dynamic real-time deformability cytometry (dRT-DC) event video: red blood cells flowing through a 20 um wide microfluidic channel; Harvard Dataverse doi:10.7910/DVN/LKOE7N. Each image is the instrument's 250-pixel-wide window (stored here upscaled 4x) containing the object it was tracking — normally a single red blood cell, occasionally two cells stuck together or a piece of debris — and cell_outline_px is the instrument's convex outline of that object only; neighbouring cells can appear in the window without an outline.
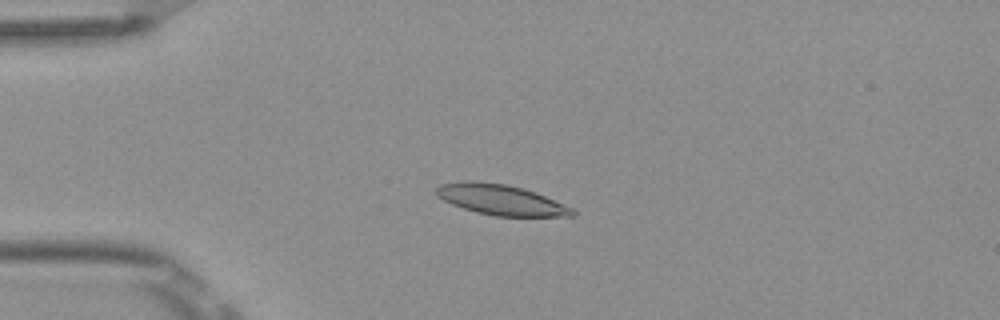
{"species": "Egyptian fruit bat (a non-hibernating species)", "species_latin": "Rousettus aegyptiacus", "temperature_condition": "room temperature", "stored_images_in_passage": 5, "camera_frame_rate_fps": 3000, "um_per_image_px": 0.085, "frame": {"image": 1, "passage_image": 4, "time_ms": 1.0, "image_size_px": [1000, 320], "cell_outline_px": [[576, 216], [496, 216], [476, 212], [452, 204], [436, 196], [436, 188], [440, 184], [504, 184], [536, 192], [572, 208], [576, 212]], "centroid_in_image_um": [42.66, 17.04], "position_along_channel_um": 42.3, "area_um2": 22.95}}